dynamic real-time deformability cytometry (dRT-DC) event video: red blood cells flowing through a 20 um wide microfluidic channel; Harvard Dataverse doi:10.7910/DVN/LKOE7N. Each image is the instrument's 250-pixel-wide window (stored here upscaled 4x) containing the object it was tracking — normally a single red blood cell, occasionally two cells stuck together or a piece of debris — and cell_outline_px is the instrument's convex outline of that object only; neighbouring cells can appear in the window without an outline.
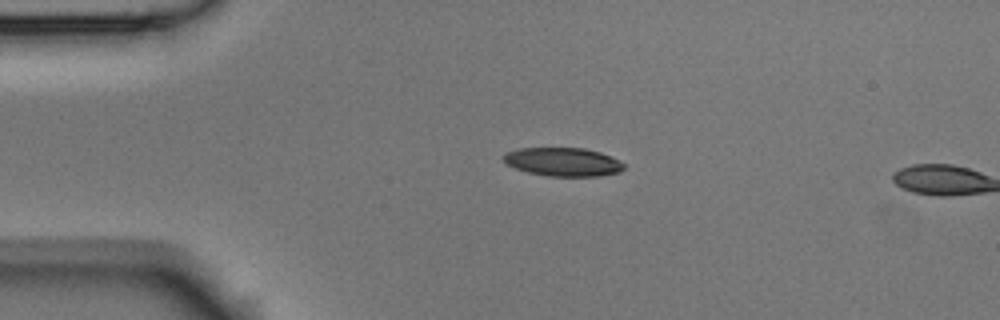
{"species": "Egyptian fruit bat (a non-hibernating species)", "species_latin": "Rousettus aegyptiacus", "temperature_condition": "room temperature", "stored_images_in_passage": 4, "camera_frame_rate_fps": 3000, "um_per_image_px": 0.085, "animal": {"sex": "male"}, "frame": {"image": 1, "passage_image": 3, "time_ms": 0.667, "image_size_px": [1000, 320], "cell_outline_px": [[624, 168], [620, 172], [596, 176], [548, 176], [528, 172], [516, 168], [508, 164], [504, 160], [504, 156], [508, 152], [520, 148], [584, 148], [600, 152], [612, 156], [620, 160], [624, 164]], "centroid_in_image_um": [47.91, 13.76], "position_along_channel_um": 37.1, "area_um2": 19.88}}